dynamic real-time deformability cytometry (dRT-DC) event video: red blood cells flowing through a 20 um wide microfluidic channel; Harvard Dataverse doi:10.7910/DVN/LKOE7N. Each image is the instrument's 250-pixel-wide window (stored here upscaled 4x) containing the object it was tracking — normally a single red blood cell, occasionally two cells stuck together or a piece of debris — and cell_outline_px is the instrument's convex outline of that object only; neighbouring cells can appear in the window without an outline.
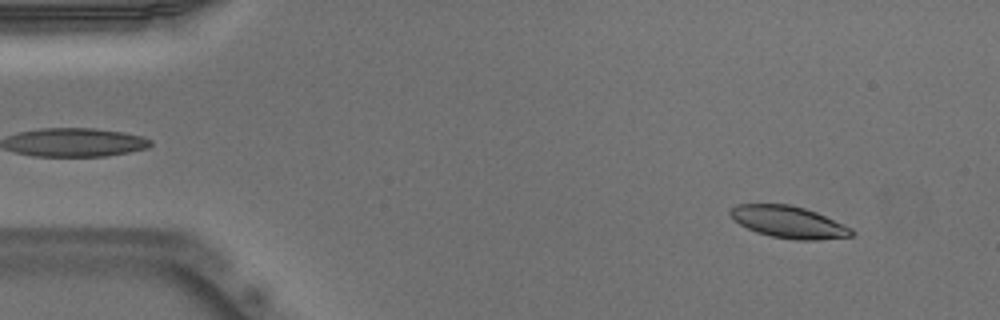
{"species": "Egyptian fruit bat (a non-hibernating species)", "species_latin": "Rousettus aegyptiacus", "temperature_condition": "warm", "stored_images_in_passage": 51, "camera_frame_rate_fps": 3000, "um_per_image_px": 0.085, "animal": {"sex": "male"}, "frame": {"image": 1, "passage_image": 5, "time_ms": 1.333, "image_size_px": [1000, 320], "cell_outline_px": [[856, 232], [852, 236], [816, 240], [796, 240], [772, 236], [756, 232], [740, 224], [728, 212], [736, 204], [788, 204], [804, 208], [816, 212], [852, 228]], "centroid_in_image_um": [67.06, 18.87], "position_along_channel_um": 17.9, "area_um2": 22.37}}
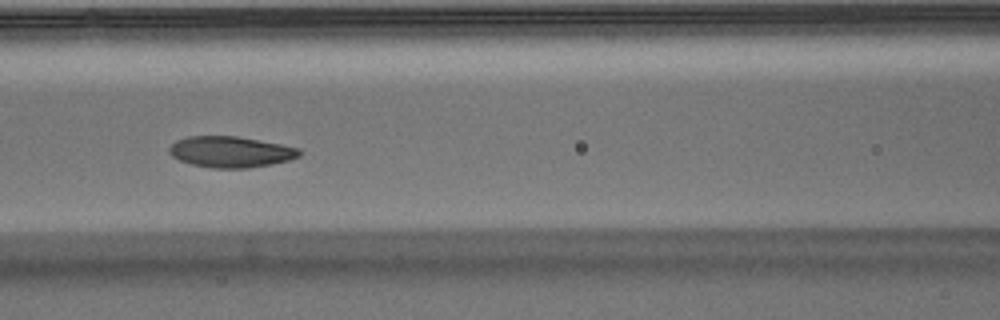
{"frame": {"image": 2, "passage_image": 22, "time_ms": 7.0, "image_size_px": [1000, 320], "cell_outline_px": [[300, 156], [288, 160], [272, 164], [248, 168], [212, 168], [192, 164], [180, 160], [172, 156], [168, 152], [168, 148], [176, 140], [188, 136], [236, 136], [280, 144], [300, 148]], "centroid_in_image_um": [19.59, 12.91], "position_along_channel_um": 147.0, "area_um2": 23.47}}
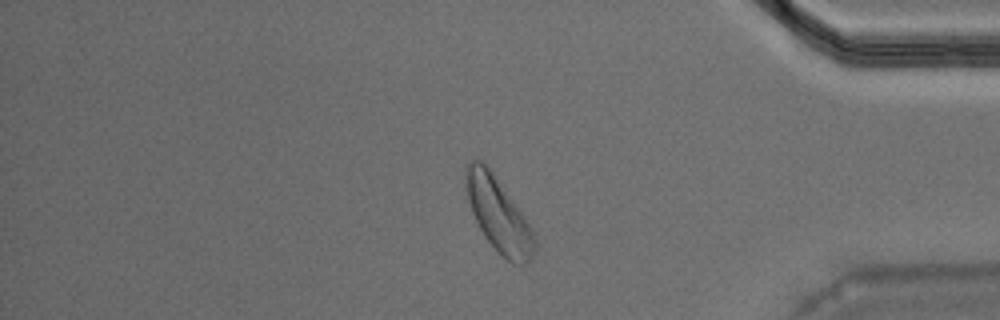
{"frame": {"image": 3, "passage_image": 43, "time_ms": 14.0, "image_size_px": [1000, 320], "cell_outline_px": [[536, 252], [532, 260], [524, 264], [512, 264], [488, 240], [480, 228], [472, 212], [468, 200], [464, 184], [464, 168], [468, 160], [480, 160], [492, 172], [524, 216], [532, 232], [536, 244]], "centroid_in_image_um": [42.35, 18.22], "position_along_channel_um": 392.9, "area_um2": 29.19}, "authors_computed_cell_mechanics": {"area_um2": 23.5824, "velocity_mm_per_s": 3.8948, "shape_relaxation_time_tau1_ms": 2.0834, "shape_relaxation_time_tau2_ms": 3.5826, "deformation_change_tau1": 0.0989, "deformation_change_tau2": 0.0986}}